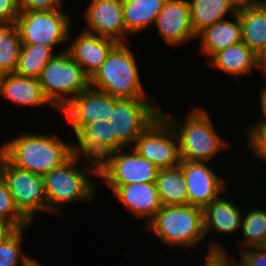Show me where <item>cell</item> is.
<instances>
[{
	"label": "cell",
	"mask_w": 266,
	"mask_h": 266,
	"mask_svg": "<svg viewBox=\"0 0 266 266\" xmlns=\"http://www.w3.org/2000/svg\"><path fill=\"white\" fill-rule=\"evenodd\" d=\"M0 153L17 168L43 177L74 155V144L51 134L25 132L3 143Z\"/></svg>",
	"instance_id": "cell-1"
},
{
	"label": "cell",
	"mask_w": 266,
	"mask_h": 266,
	"mask_svg": "<svg viewBox=\"0 0 266 266\" xmlns=\"http://www.w3.org/2000/svg\"><path fill=\"white\" fill-rule=\"evenodd\" d=\"M84 160L80 170L76 164ZM90 171V172H89ZM85 172V173H84ZM92 173L98 177V163L74 154L61 167L53 169L43 176L44 190L48 202L49 214H60V206L76 201L93 202L97 183L86 176Z\"/></svg>",
	"instance_id": "cell-2"
},
{
	"label": "cell",
	"mask_w": 266,
	"mask_h": 266,
	"mask_svg": "<svg viewBox=\"0 0 266 266\" xmlns=\"http://www.w3.org/2000/svg\"><path fill=\"white\" fill-rule=\"evenodd\" d=\"M127 42H118L106 61L90 78L93 89L115 98H148L142 86L136 58Z\"/></svg>",
	"instance_id": "cell-3"
},
{
	"label": "cell",
	"mask_w": 266,
	"mask_h": 266,
	"mask_svg": "<svg viewBox=\"0 0 266 266\" xmlns=\"http://www.w3.org/2000/svg\"><path fill=\"white\" fill-rule=\"evenodd\" d=\"M193 109L187 113L184 120H175L163 111L161 114L176 131L181 160L208 162L229 145L217 133L207 111L200 107Z\"/></svg>",
	"instance_id": "cell-4"
},
{
	"label": "cell",
	"mask_w": 266,
	"mask_h": 266,
	"mask_svg": "<svg viewBox=\"0 0 266 266\" xmlns=\"http://www.w3.org/2000/svg\"><path fill=\"white\" fill-rule=\"evenodd\" d=\"M146 230L163 244L190 249L205 238L203 209L193 205H163Z\"/></svg>",
	"instance_id": "cell-5"
},
{
	"label": "cell",
	"mask_w": 266,
	"mask_h": 266,
	"mask_svg": "<svg viewBox=\"0 0 266 266\" xmlns=\"http://www.w3.org/2000/svg\"><path fill=\"white\" fill-rule=\"evenodd\" d=\"M66 49L55 54L38 78L46 98L59 112L91 87L90 77Z\"/></svg>",
	"instance_id": "cell-6"
},
{
	"label": "cell",
	"mask_w": 266,
	"mask_h": 266,
	"mask_svg": "<svg viewBox=\"0 0 266 266\" xmlns=\"http://www.w3.org/2000/svg\"><path fill=\"white\" fill-rule=\"evenodd\" d=\"M0 175L19 213L30 223L38 212L48 213L43 177L12 165L0 153Z\"/></svg>",
	"instance_id": "cell-7"
},
{
	"label": "cell",
	"mask_w": 266,
	"mask_h": 266,
	"mask_svg": "<svg viewBox=\"0 0 266 266\" xmlns=\"http://www.w3.org/2000/svg\"><path fill=\"white\" fill-rule=\"evenodd\" d=\"M148 98L123 99L114 97L110 117L116 133V151L133 147L137 137L161 115V110Z\"/></svg>",
	"instance_id": "cell-8"
},
{
	"label": "cell",
	"mask_w": 266,
	"mask_h": 266,
	"mask_svg": "<svg viewBox=\"0 0 266 266\" xmlns=\"http://www.w3.org/2000/svg\"><path fill=\"white\" fill-rule=\"evenodd\" d=\"M71 19L62 9L52 11H19L15 25L22 44H42L53 49L68 43Z\"/></svg>",
	"instance_id": "cell-9"
},
{
	"label": "cell",
	"mask_w": 266,
	"mask_h": 266,
	"mask_svg": "<svg viewBox=\"0 0 266 266\" xmlns=\"http://www.w3.org/2000/svg\"><path fill=\"white\" fill-rule=\"evenodd\" d=\"M129 149L114 151L98 164V177L107 187L156 182L159 168L133 148Z\"/></svg>",
	"instance_id": "cell-10"
},
{
	"label": "cell",
	"mask_w": 266,
	"mask_h": 266,
	"mask_svg": "<svg viewBox=\"0 0 266 266\" xmlns=\"http://www.w3.org/2000/svg\"><path fill=\"white\" fill-rule=\"evenodd\" d=\"M132 148L159 169L179 166L181 161L176 131L162 114L137 137Z\"/></svg>",
	"instance_id": "cell-11"
},
{
	"label": "cell",
	"mask_w": 266,
	"mask_h": 266,
	"mask_svg": "<svg viewBox=\"0 0 266 266\" xmlns=\"http://www.w3.org/2000/svg\"><path fill=\"white\" fill-rule=\"evenodd\" d=\"M114 108V96L89 88L76 96L59 113L68 120L77 135L87 124L109 121Z\"/></svg>",
	"instance_id": "cell-12"
},
{
	"label": "cell",
	"mask_w": 266,
	"mask_h": 266,
	"mask_svg": "<svg viewBox=\"0 0 266 266\" xmlns=\"http://www.w3.org/2000/svg\"><path fill=\"white\" fill-rule=\"evenodd\" d=\"M189 197V205L204 209L226 190L225 182L206 162L181 160Z\"/></svg>",
	"instance_id": "cell-13"
},
{
	"label": "cell",
	"mask_w": 266,
	"mask_h": 266,
	"mask_svg": "<svg viewBox=\"0 0 266 266\" xmlns=\"http://www.w3.org/2000/svg\"><path fill=\"white\" fill-rule=\"evenodd\" d=\"M90 1L84 12L88 24L84 31L108 37L117 42H127L129 34L125 29L122 0Z\"/></svg>",
	"instance_id": "cell-14"
},
{
	"label": "cell",
	"mask_w": 266,
	"mask_h": 266,
	"mask_svg": "<svg viewBox=\"0 0 266 266\" xmlns=\"http://www.w3.org/2000/svg\"><path fill=\"white\" fill-rule=\"evenodd\" d=\"M159 36L169 46L196 40L191 24L188 0H166L153 25Z\"/></svg>",
	"instance_id": "cell-15"
},
{
	"label": "cell",
	"mask_w": 266,
	"mask_h": 266,
	"mask_svg": "<svg viewBox=\"0 0 266 266\" xmlns=\"http://www.w3.org/2000/svg\"><path fill=\"white\" fill-rule=\"evenodd\" d=\"M69 43L66 51L83 68L91 78L95 72L106 61L111 49L118 43L114 39L81 31L75 39L71 40L69 33Z\"/></svg>",
	"instance_id": "cell-16"
},
{
	"label": "cell",
	"mask_w": 266,
	"mask_h": 266,
	"mask_svg": "<svg viewBox=\"0 0 266 266\" xmlns=\"http://www.w3.org/2000/svg\"><path fill=\"white\" fill-rule=\"evenodd\" d=\"M74 154L100 163L106 156L116 151V133L113 122L95 121L87 124L77 135Z\"/></svg>",
	"instance_id": "cell-17"
},
{
	"label": "cell",
	"mask_w": 266,
	"mask_h": 266,
	"mask_svg": "<svg viewBox=\"0 0 266 266\" xmlns=\"http://www.w3.org/2000/svg\"><path fill=\"white\" fill-rule=\"evenodd\" d=\"M119 202L136 218H146L147 224L163 206L156 182L133 183L120 187H109Z\"/></svg>",
	"instance_id": "cell-18"
},
{
	"label": "cell",
	"mask_w": 266,
	"mask_h": 266,
	"mask_svg": "<svg viewBox=\"0 0 266 266\" xmlns=\"http://www.w3.org/2000/svg\"><path fill=\"white\" fill-rule=\"evenodd\" d=\"M0 96L14 105L27 107L48 105L57 110L46 98L38 79L20 76L16 73L4 75Z\"/></svg>",
	"instance_id": "cell-19"
},
{
	"label": "cell",
	"mask_w": 266,
	"mask_h": 266,
	"mask_svg": "<svg viewBox=\"0 0 266 266\" xmlns=\"http://www.w3.org/2000/svg\"><path fill=\"white\" fill-rule=\"evenodd\" d=\"M233 21L228 18L223 19L197 35V40H200L199 49L203 55H206L208 61L219 51L242 42V26L238 13L233 15Z\"/></svg>",
	"instance_id": "cell-20"
},
{
	"label": "cell",
	"mask_w": 266,
	"mask_h": 266,
	"mask_svg": "<svg viewBox=\"0 0 266 266\" xmlns=\"http://www.w3.org/2000/svg\"><path fill=\"white\" fill-rule=\"evenodd\" d=\"M242 212L240 207L235 206L226 197L215 198L203 209L205 236L214 230L222 234H232L239 231L242 223Z\"/></svg>",
	"instance_id": "cell-21"
},
{
	"label": "cell",
	"mask_w": 266,
	"mask_h": 266,
	"mask_svg": "<svg viewBox=\"0 0 266 266\" xmlns=\"http://www.w3.org/2000/svg\"><path fill=\"white\" fill-rule=\"evenodd\" d=\"M208 63L211 68L234 77L251 75L257 68L256 54L244 42L219 51L209 59Z\"/></svg>",
	"instance_id": "cell-22"
},
{
	"label": "cell",
	"mask_w": 266,
	"mask_h": 266,
	"mask_svg": "<svg viewBox=\"0 0 266 266\" xmlns=\"http://www.w3.org/2000/svg\"><path fill=\"white\" fill-rule=\"evenodd\" d=\"M191 24L196 36L205 28L225 19L226 15L238 13L235 0H188Z\"/></svg>",
	"instance_id": "cell-23"
},
{
	"label": "cell",
	"mask_w": 266,
	"mask_h": 266,
	"mask_svg": "<svg viewBox=\"0 0 266 266\" xmlns=\"http://www.w3.org/2000/svg\"><path fill=\"white\" fill-rule=\"evenodd\" d=\"M166 0H122L126 32L135 35L152 27Z\"/></svg>",
	"instance_id": "cell-24"
},
{
	"label": "cell",
	"mask_w": 266,
	"mask_h": 266,
	"mask_svg": "<svg viewBox=\"0 0 266 266\" xmlns=\"http://www.w3.org/2000/svg\"><path fill=\"white\" fill-rule=\"evenodd\" d=\"M242 26V42L255 54L266 45V13L260 5H247L238 8Z\"/></svg>",
	"instance_id": "cell-25"
},
{
	"label": "cell",
	"mask_w": 266,
	"mask_h": 266,
	"mask_svg": "<svg viewBox=\"0 0 266 266\" xmlns=\"http://www.w3.org/2000/svg\"><path fill=\"white\" fill-rule=\"evenodd\" d=\"M156 185L162 205H189L186 181L180 166L159 169Z\"/></svg>",
	"instance_id": "cell-26"
},
{
	"label": "cell",
	"mask_w": 266,
	"mask_h": 266,
	"mask_svg": "<svg viewBox=\"0 0 266 266\" xmlns=\"http://www.w3.org/2000/svg\"><path fill=\"white\" fill-rule=\"evenodd\" d=\"M56 52L50 46L42 44H22L16 74L38 79L46 64Z\"/></svg>",
	"instance_id": "cell-27"
},
{
	"label": "cell",
	"mask_w": 266,
	"mask_h": 266,
	"mask_svg": "<svg viewBox=\"0 0 266 266\" xmlns=\"http://www.w3.org/2000/svg\"><path fill=\"white\" fill-rule=\"evenodd\" d=\"M22 41L14 24H0V70L4 74L15 73Z\"/></svg>",
	"instance_id": "cell-28"
},
{
	"label": "cell",
	"mask_w": 266,
	"mask_h": 266,
	"mask_svg": "<svg viewBox=\"0 0 266 266\" xmlns=\"http://www.w3.org/2000/svg\"><path fill=\"white\" fill-rule=\"evenodd\" d=\"M242 215L240 230L244 238L240 241L243 248L263 246L266 241V210L250 209Z\"/></svg>",
	"instance_id": "cell-29"
},
{
	"label": "cell",
	"mask_w": 266,
	"mask_h": 266,
	"mask_svg": "<svg viewBox=\"0 0 266 266\" xmlns=\"http://www.w3.org/2000/svg\"><path fill=\"white\" fill-rule=\"evenodd\" d=\"M27 227L19 228L11 237L0 244V266H27L32 258L22 252L23 232Z\"/></svg>",
	"instance_id": "cell-30"
},
{
	"label": "cell",
	"mask_w": 266,
	"mask_h": 266,
	"mask_svg": "<svg viewBox=\"0 0 266 266\" xmlns=\"http://www.w3.org/2000/svg\"><path fill=\"white\" fill-rule=\"evenodd\" d=\"M0 219L14 223L18 228L28 227L30 223L17 210L5 180L0 175Z\"/></svg>",
	"instance_id": "cell-31"
},
{
	"label": "cell",
	"mask_w": 266,
	"mask_h": 266,
	"mask_svg": "<svg viewBox=\"0 0 266 266\" xmlns=\"http://www.w3.org/2000/svg\"><path fill=\"white\" fill-rule=\"evenodd\" d=\"M245 130L247 145L255 158L266 162V126L252 125Z\"/></svg>",
	"instance_id": "cell-32"
},
{
	"label": "cell",
	"mask_w": 266,
	"mask_h": 266,
	"mask_svg": "<svg viewBox=\"0 0 266 266\" xmlns=\"http://www.w3.org/2000/svg\"><path fill=\"white\" fill-rule=\"evenodd\" d=\"M208 252L205 253V259L202 261L201 266H240L239 261L236 258L229 257L226 254V250L222 247L220 242H209ZM230 258V259H229ZM204 262V264H203Z\"/></svg>",
	"instance_id": "cell-33"
},
{
	"label": "cell",
	"mask_w": 266,
	"mask_h": 266,
	"mask_svg": "<svg viewBox=\"0 0 266 266\" xmlns=\"http://www.w3.org/2000/svg\"><path fill=\"white\" fill-rule=\"evenodd\" d=\"M239 253L240 266H266V248L263 246L243 249Z\"/></svg>",
	"instance_id": "cell-34"
},
{
	"label": "cell",
	"mask_w": 266,
	"mask_h": 266,
	"mask_svg": "<svg viewBox=\"0 0 266 266\" xmlns=\"http://www.w3.org/2000/svg\"><path fill=\"white\" fill-rule=\"evenodd\" d=\"M63 0H18L19 11H52L63 9Z\"/></svg>",
	"instance_id": "cell-35"
},
{
	"label": "cell",
	"mask_w": 266,
	"mask_h": 266,
	"mask_svg": "<svg viewBox=\"0 0 266 266\" xmlns=\"http://www.w3.org/2000/svg\"><path fill=\"white\" fill-rule=\"evenodd\" d=\"M18 16V0H0V24H14Z\"/></svg>",
	"instance_id": "cell-36"
},
{
	"label": "cell",
	"mask_w": 266,
	"mask_h": 266,
	"mask_svg": "<svg viewBox=\"0 0 266 266\" xmlns=\"http://www.w3.org/2000/svg\"><path fill=\"white\" fill-rule=\"evenodd\" d=\"M18 229L14 223L0 219V244L11 237Z\"/></svg>",
	"instance_id": "cell-37"
},
{
	"label": "cell",
	"mask_w": 266,
	"mask_h": 266,
	"mask_svg": "<svg viewBox=\"0 0 266 266\" xmlns=\"http://www.w3.org/2000/svg\"><path fill=\"white\" fill-rule=\"evenodd\" d=\"M263 81L266 82V78H264ZM259 93H260V105L263 114H261L262 117H260V119L256 121L257 123H254L252 125L266 126V85L261 88Z\"/></svg>",
	"instance_id": "cell-38"
},
{
	"label": "cell",
	"mask_w": 266,
	"mask_h": 266,
	"mask_svg": "<svg viewBox=\"0 0 266 266\" xmlns=\"http://www.w3.org/2000/svg\"><path fill=\"white\" fill-rule=\"evenodd\" d=\"M257 68L263 79L266 78V45L256 54Z\"/></svg>",
	"instance_id": "cell-39"
},
{
	"label": "cell",
	"mask_w": 266,
	"mask_h": 266,
	"mask_svg": "<svg viewBox=\"0 0 266 266\" xmlns=\"http://www.w3.org/2000/svg\"><path fill=\"white\" fill-rule=\"evenodd\" d=\"M263 0H235V3L240 6L259 5Z\"/></svg>",
	"instance_id": "cell-40"
},
{
	"label": "cell",
	"mask_w": 266,
	"mask_h": 266,
	"mask_svg": "<svg viewBox=\"0 0 266 266\" xmlns=\"http://www.w3.org/2000/svg\"><path fill=\"white\" fill-rule=\"evenodd\" d=\"M27 266H42V265L39 264V262H37L35 259H33L32 262H30Z\"/></svg>",
	"instance_id": "cell-41"
},
{
	"label": "cell",
	"mask_w": 266,
	"mask_h": 266,
	"mask_svg": "<svg viewBox=\"0 0 266 266\" xmlns=\"http://www.w3.org/2000/svg\"><path fill=\"white\" fill-rule=\"evenodd\" d=\"M259 5L262 7V9H263V10L265 11V13H266V0H263Z\"/></svg>",
	"instance_id": "cell-42"
},
{
	"label": "cell",
	"mask_w": 266,
	"mask_h": 266,
	"mask_svg": "<svg viewBox=\"0 0 266 266\" xmlns=\"http://www.w3.org/2000/svg\"><path fill=\"white\" fill-rule=\"evenodd\" d=\"M4 75L5 74L0 70V90H1L2 80H3Z\"/></svg>",
	"instance_id": "cell-43"
}]
</instances>
